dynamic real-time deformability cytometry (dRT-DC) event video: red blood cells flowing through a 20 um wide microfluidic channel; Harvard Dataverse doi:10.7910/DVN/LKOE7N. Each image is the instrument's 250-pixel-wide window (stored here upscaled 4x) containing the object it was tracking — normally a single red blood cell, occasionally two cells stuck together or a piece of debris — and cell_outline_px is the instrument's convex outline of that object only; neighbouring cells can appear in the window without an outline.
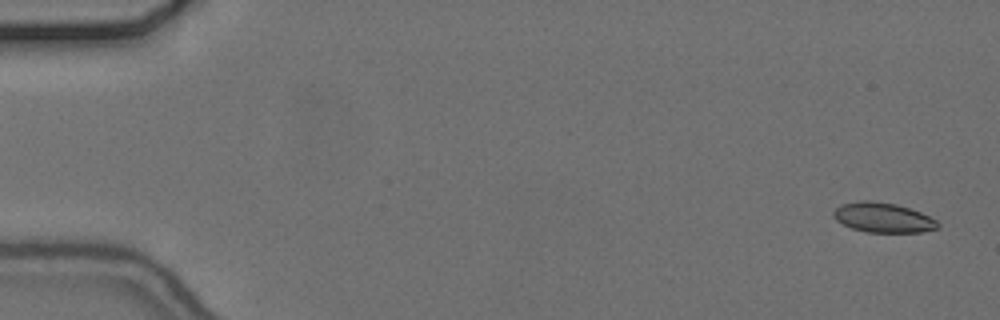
{"species": "common noctule bat (a hibernating species)", "species_latin": "Nyctalus noctula", "temperature_condition": "cold", "stored_images_in_passage": 56, "camera_frame_rate_fps": 3000, "um_per_image_px": 0.085, "animal": {"sex": "female", "body_mass_g": 24.6, "forearm_length_mm": 56.2}, "frame": {"image": 1, "passage_image": 2, "time_ms": 0.333, "image_size_px": [1000, 320], "cell_outline_px": [[940, 228], [920, 232], [868, 232], [852, 228], [836, 220], [832, 216], [832, 212], [840, 204], [860, 200], [872, 200], [896, 204], [920, 212], [936, 220], [940, 224]], "centroid_in_image_um": [75.04, 18.48], "position_along_channel_um": 10.0, "area_um2": 18.15}}
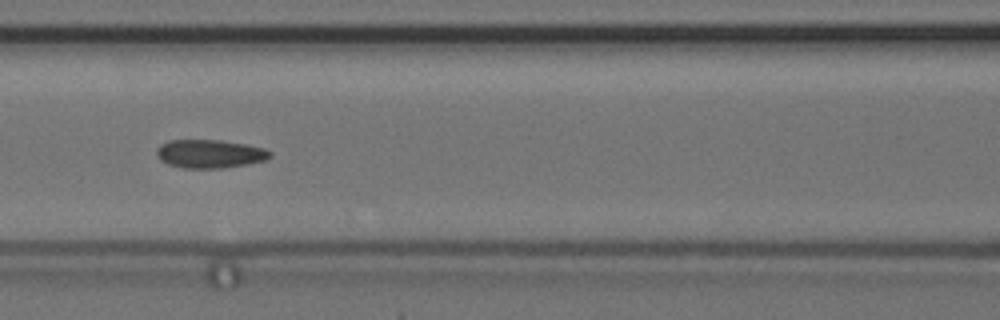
{"frame": {"image": 2, "passage_image": 25, "time_ms": 8.0, "image_size_px": [1000, 320], "cell_outline_px": [[272, 156], [268, 160], [248, 164], [224, 168], [184, 168], [168, 164], [160, 160], [156, 156], [156, 148], [160, 144], [168, 140], [220, 140], [244, 144], [264, 148], [272, 152]], "centroid_in_image_um": [17.83, 13.08], "position_along_channel_um": 148.8, "area_um2": 19.02}}
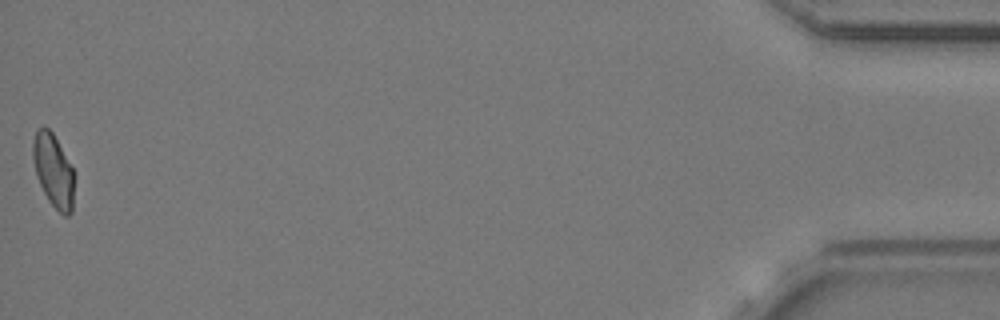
{"frame": {"image": 3, "passage_image": 56, "time_ms": 18.333, "image_size_px": [1000, 320], "cell_outline_px": [[72, 212], [68, 216], [64, 216], [48, 200], [36, 176], [32, 156], [32, 144], [36, 128], [44, 124], [52, 132], [72, 168]], "centroid_in_image_um": [4.48, 14.45], "position_along_channel_um": 430.7, "area_um2": 17.28}, "authors_computed_cell_mechanics": {"area_um2": 18.496, "velocity_mm_per_s": 3.6779, "shape_relaxation_time_tau1_ms": null, "shape_relaxation_time_tau2_ms": 2.1195, "deformation_change_tau1": null, "deformation_change_tau2": 0.0808}}